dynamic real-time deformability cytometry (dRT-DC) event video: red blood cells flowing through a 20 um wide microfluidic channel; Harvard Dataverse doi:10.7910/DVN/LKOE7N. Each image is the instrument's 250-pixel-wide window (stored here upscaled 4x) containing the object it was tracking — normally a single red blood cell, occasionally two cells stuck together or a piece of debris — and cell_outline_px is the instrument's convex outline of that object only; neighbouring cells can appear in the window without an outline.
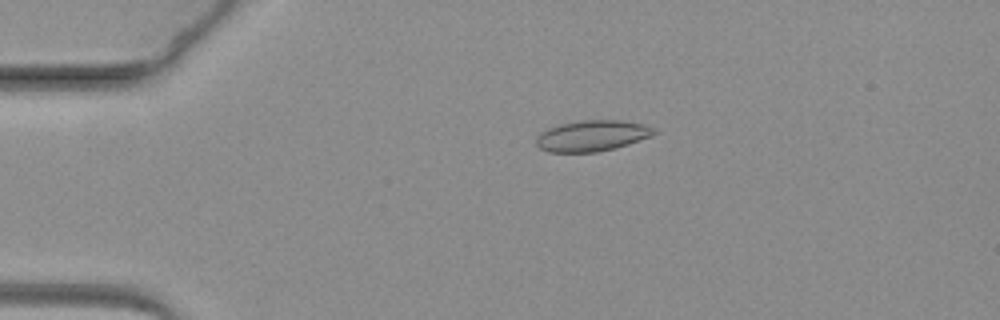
{"species": "common noctule bat (a hibernating species)", "species_latin": "Nyctalus noctula", "temperature_condition": "warm", "stored_images_in_passage": 57, "camera_frame_rate_fps": 3000, "um_per_image_px": 0.085, "animal": {"sex": "female", "body_mass_g": 19.3, "forearm_length_mm": 54.1}, "frame": {"image": 1, "passage_image": 8, "time_ms": 2.333, "image_size_px": [1000, 320], "cell_outline_px": [[656, 132], [652, 136], [628, 144], [596, 152], [548, 152], [540, 148], [536, 144], [536, 136], [540, 132], [548, 128], [560, 124], [580, 120], [620, 120], [644, 124], [656, 128]], "centroid_in_image_um": [50.32, 11.53], "position_along_channel_um": 34.7, "area_um2": 21.27}}
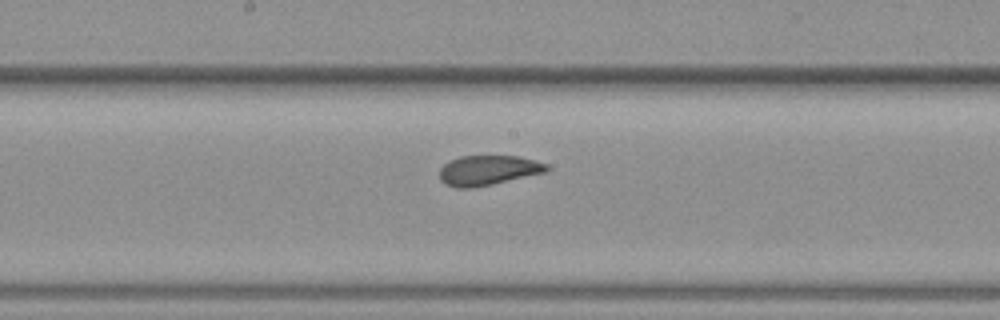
{"frame": {"image": 2, "passage_image": 28, "time_ms": 9.0, "image_size_px": [1000, 320], "cell_outline_px": [[552, 168], [548, 172], [492, 184], [472, 188], [456, 188], [444, 184], [440, 180], [440, 168], [444, 164], [460, 156], [520, 156], [548, 164]], "centroid_in_image_um": [41.53, 14.48], "position_along_channel_um": 206.7, "area_um2": 18.84}}
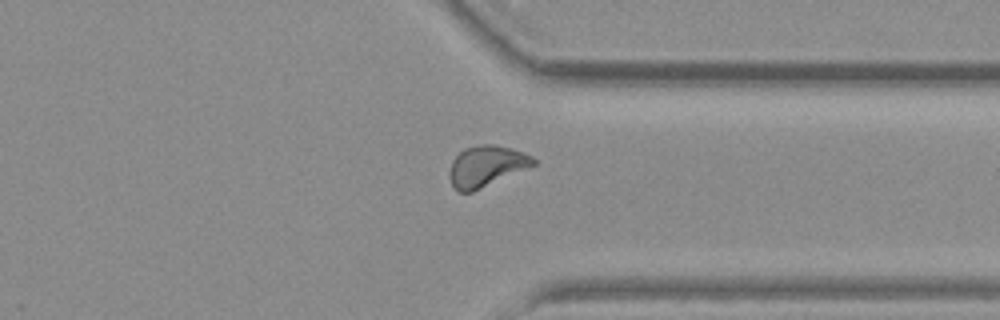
{"frame": {"image": 3, "passage_image": 43, "time_ms": 14.0, "image_size_px": [1000, 320], "cell_outline_px": [[536, 164], [472, 192], [460, 192], [452, 184], [448, 176], [448, 172], [452, 160], [464, 148], [480, 144], [492, 144], [512, 148], [524, 152], [532, 156], [536, 160]], "centroid_in_image_um": [41.32, 14.1], "position_along_channel_um": 370.1, "area_um2": 19.94}}